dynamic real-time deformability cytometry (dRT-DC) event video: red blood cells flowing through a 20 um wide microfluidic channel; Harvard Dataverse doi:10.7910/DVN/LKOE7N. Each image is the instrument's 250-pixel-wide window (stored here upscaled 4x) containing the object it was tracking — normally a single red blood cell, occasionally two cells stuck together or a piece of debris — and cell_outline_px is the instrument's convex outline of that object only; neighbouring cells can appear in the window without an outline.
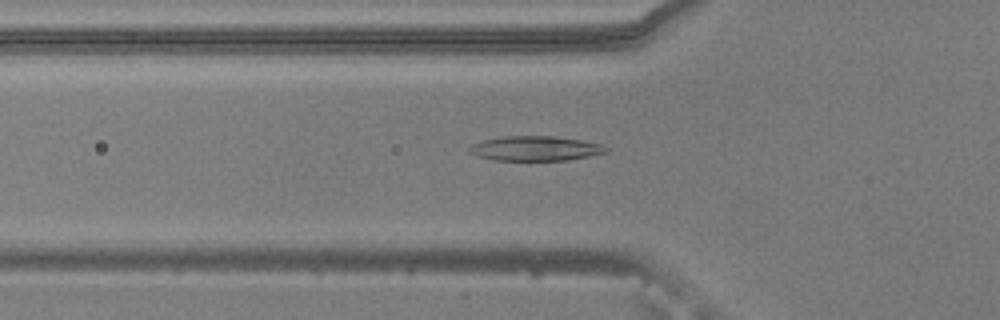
{"species": "common noctule bat (a hibernating species)", "species_latin": "Nyctalus noctula", "temperature_condition": "warm", "stored_images_in_passage": 17, "camera_frame_rate_fps": 3000, "um_per_image_px": 0.085, "animal": {"sex": "male", "body_mass_g": 20.5, "forearm_length_mm": 52.5}, "frame": {"image": 1, "passage_image": 7, "time_ms": 2.0, "image_size_px": [1000, 320], "cell_outline_px": [[608, 148], [604, 152], [588, 156], [568, 160], [492, 160], [468, 152], [468, 148], [472, 144], [484, 140], [504, 136], [552, 136], [580, 140], [600, 144]], "centroid_in_image_um": [45.45, 12.62], "position_along_channel_um": 80.3, "area_um2": 19.36}}
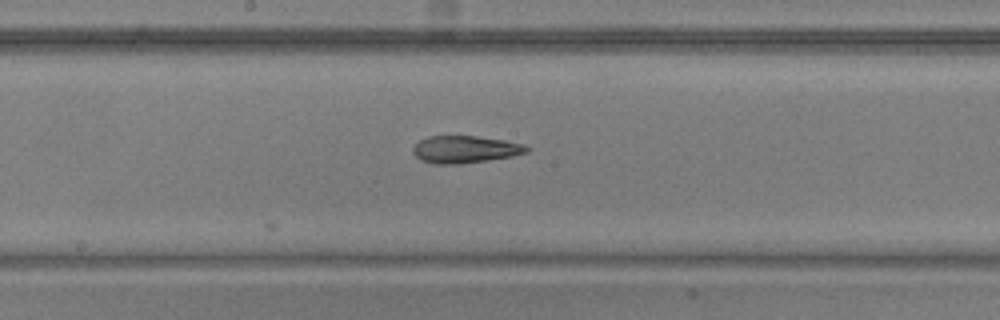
{"frame": {"image": 2, "passage_image": 17, "time_ms": 5.333, "image_size_px": [1000, 320], "cell_outline_px": [[532, 148], [528, 152], [512, 156], [488, 160], [460, 164], [432, 164], [420, 160], [412, 152], [412, 148], [420, 140], [428, 136], [476, 136], [504, 140], [524, 144]], "centroid_in_image_um": [39.53, 12.7], "position_along_channel_um": 208.7, "area_um2": 18.21}}